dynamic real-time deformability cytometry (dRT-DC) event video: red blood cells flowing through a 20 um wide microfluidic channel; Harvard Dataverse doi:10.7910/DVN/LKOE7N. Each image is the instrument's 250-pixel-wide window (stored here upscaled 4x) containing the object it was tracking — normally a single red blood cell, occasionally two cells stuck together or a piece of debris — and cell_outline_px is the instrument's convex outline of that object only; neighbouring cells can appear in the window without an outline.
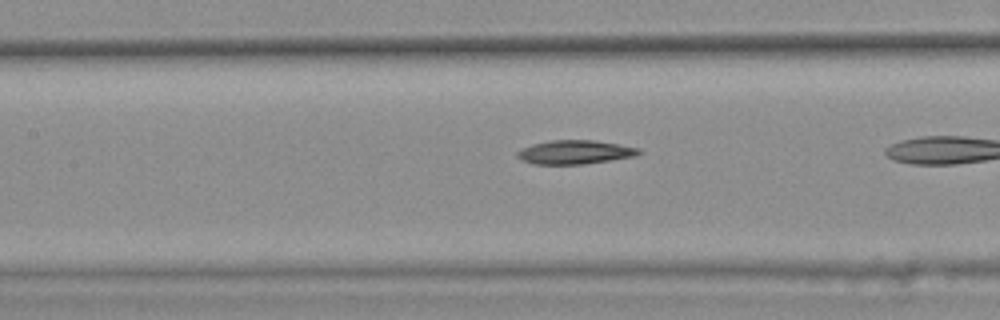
{"species": "common noctule bat (a hibernating species)", "species_latin": "Nyctalus noctula", "temperature_condition": "warm", "stored_images_in_passage": 31, "camera_frame_rate_fps": 3000, "um_per_image_px": 0.085, "animal": {"sex": "female", "body_mass_g": 25.1}, "frame": {"image": 1, "passage_image": 13, "time_ms": 4.0, "image_size_px": [1000, 320], "cell_outline_px": [[644, 152], [636, 156], [584, 164], [532, 164], [520, 160], [516, 156], [516, 152], [532, 144], [548, 140], [596, 140], [620, 144], [640, 148]], "centroid_in_image_um": [48.89, 12.93], "position_along_channel_um": 158.5, "area_um2": 17.11}}